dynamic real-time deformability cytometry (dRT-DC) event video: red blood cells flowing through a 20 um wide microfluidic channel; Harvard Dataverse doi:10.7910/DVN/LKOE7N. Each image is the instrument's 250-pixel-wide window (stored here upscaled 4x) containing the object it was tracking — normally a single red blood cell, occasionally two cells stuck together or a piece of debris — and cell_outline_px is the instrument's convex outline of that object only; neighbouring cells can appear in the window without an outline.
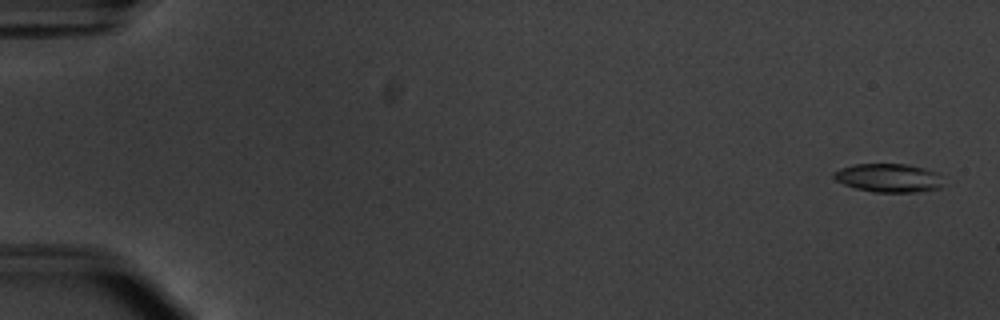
{"species": "common noctule bat (a hibernating species)", "species_latin": "Nyctalus noctula", "temperature_condition": "warm", "stored_images_in_passage": 55, "camera_frame_rate_fps": 3000, "um_per_image_px": 0.085, "animal": {"sex": "male", "body_mass_g": 20.1, "forearm_length_mm": 53.5}, "frame": {"image": 1, "passage_image": 2, "time_ms": 0.333, "image_size_px": [1000, 320], "cell_outline_px": [[940, 188], [920, 192], [872, 192], [856, 188], [844, 184], [836, 180], [832, 176], [832, 172], [840, 168], [856, 164], [908, 164], [940, 172]], "centroid_in_image_um": [75.52, 15.12], "position_along_channel_um": 9.5, "area_um2": 18.32}}
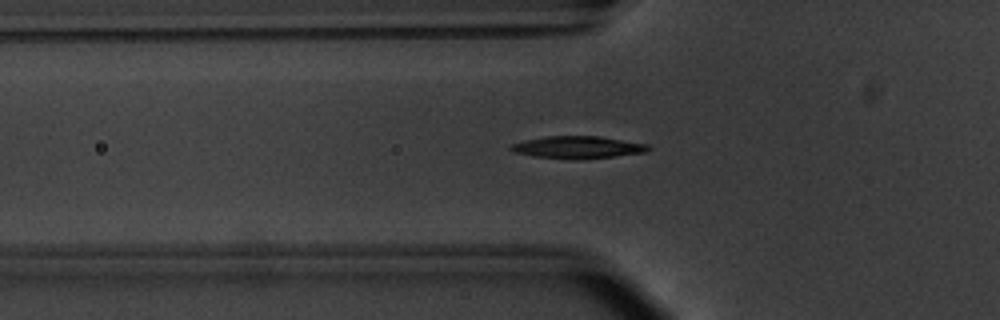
{"frame": {"image": 2, "passage_image": 20, "time_ms": 6.333, "image_size_px": [1000, 320], "cell_outline_px": [[652, 148], [648, 152], [580, 160], [572, 160], [532, 156], [516, 152], [508, 148], [512, 144], [524, 140], [544, 136], [600, 136], [648, 144]], "centroid_in_image_um": [49.13, 12.52], "position_along_channel_um": 76.7, "area_um2": 18.09}}
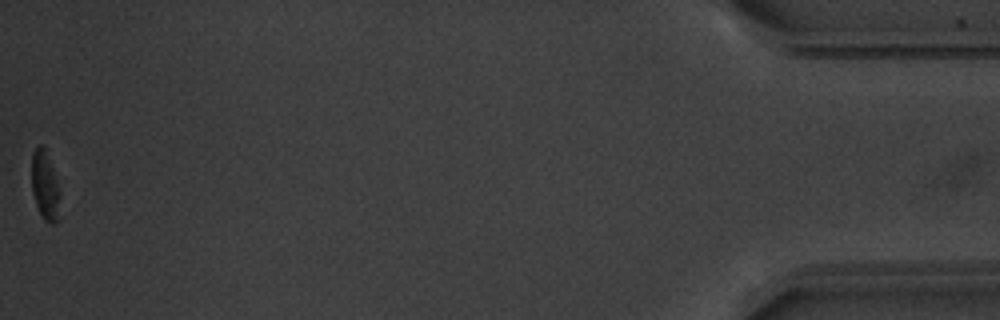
{"frame": {"image": 3, "passage_image": 55, "time_ms": 18.0, "image_size_px": [1000, 320], "cell_outline_px": [[60, 220], [52, 224], [44, 220], [36, 204], [32, 192], [32, 152], [40, 144], [44, 144], [60, 192]], "centroid_in_image_um": [3.84, 15.81], "position_along_channel_um": 431.4, "area_um2": 11.5}, "authors_computed_cell_mechanics": {"area_um2": 17.8024, "velocity_mm_per_s": 3.7719, "shape_relaxation_time_tau1_ms": 2.3222, "shape_relaxation_time_tau2_ms": 9.6381, "deformation_change_tau1": 0.1294, "deformation_change_tau2": 0.2324}}